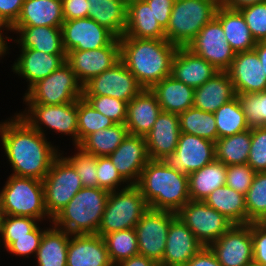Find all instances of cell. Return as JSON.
I'll return each mask as SVG.
<instances>
[{
	"label": "cell",
	"mask_w": 266,
	"mask_h": 266,
	"mask_svg": "<svg viewBox=\"0 0 266 266\" xmlns=\"http://www.w3.org/2000/svg\"><path fill=\"white\" fill-rule=\"evenodd\" d=\"M236 96L227 71H219L202 86L195 89L193 107L214 113Z\"/></svg>",
	"instance_id": "cell-28"
},
{
	"label": "cell",
	"mask_w": 266,
	"mask_h": 266,
	"mask_svg": "<svg viewBox=\"0 0 266 266\" xmlns=\"http://www.w3.org/2000/svg\"><path fill=\"white\" fill-rule=\"evenodd\" d=\"M24 111L17 113L33 129L42 135L47 129L57 134L70 136L73 146H78L77 101L62 105L26 104ZM28 108V109H27ZM46 128V130L43 129Z\"/></svg>",
	"instance_id": "cell-10"
},
{
	"label": "cell",
	"mask_w": 266,
	"mask_h": 266,
	"mask_svg": "<svg viewBox=\"0 0 266 266\" xmlns=\"http://www.w3.org/2000/svg\"><path fill=\"white\" fill-rule=\"evenodd\" d=\"M122 37L166 39L165 30L144 0H127V24Z\"/></svg>",
	"instance_id": "cell-29"
},
{
	"label": "cell",
	"mask_w": 266,
	"mask_h": 266,
	"mask_svg": "<svg viewBox=\"0 0 266 266\" xmlns=\"http://www.w3.org/2000/svg\"><path fill=\"white\" fill-rule=\"evenodd\" d=\"M256 42L266 41V2L240 10Z\"/></svg>",
	"instance_id": "cell-50"
},
{
	"label": "cell",
	"mask_w": 266,
	"mask_h": 266,
	"mask_svg": "<svg viewBox=\"0 0 266 266\" xmlns=\"http://www.w3.org/2000/svg\"><path fill=\"white\" fill-rule=\"evenodd\" d=\"M208 247L222 266H246L253 261L251 223L233 224Z\"/></svg>",
	"instance_id": "cell-16"
},
{
	"label": "cell",
	"mask_w": 266,
	"mask_h": 266,
	"mask_svg": "<svg viewBox=\"0 0 266 266\" xmlns=\"http://www.w3.org/2000/svg\"><path fill=\"white\" fill-rule=\"evenodd\" d=\"M180 132L216 142L218 139L214 113L191 107L179 114Z\"/></svg>",
	"instance_id": "cell-39"
},
{
	"label": "cell",
	"mask_w": 266,
	"mask_h": 266,
	"mask_svg": "<svg viewBox=\"0 0 266 266\" xmlns=\"http://www.w3.org/2000/svg\"><path fill=\"white\" fill-rule=\"evenodd\" d=\"M246 266H264V265H262V264H260V263H257V262H255V261H251V262H249Z\"/></svg>",
	"instance_id": "cell-63"
},
{
	"label": "cell",
	"mask_w": 266,
	"mask_h": 266,
	"mask_svg": "<svg viewBox=\"0 0 266 266\" xmlns=\"http://www.w3.org/2000/svg\"><path fill=\"white\" fill-rule=\"evenodd\" d=\"M24 0H0V26L7 31L18 19Z\"/></svg>",
	"instance_id": "cell-54"
},
{
	"label": "cell",
	"mask_w": 266,
	"mask_h": 266,
	"mask_svg": "<svg viewBox=\"0 0 266 266\" xmlns=\"http://www.w3.org/2000/svg\"><path fill=\"white\" fill-rule=\"evenodd\" d=\"M98 187L108 192L125 188L130 184L120 175L108 156L97 157ZM127 185H126V184ZM124 184V185H123ZM123 185V186H122ZM122 188H120V187ZM119 187V188H118Z\"/></svg>",
	"instance_id": "cell-48"
},
{
	"label": "cell",
	"mask_w": 266,
	"mask_h": 266,
	"mask_svg": "<svg viewBox=\"0 0 266 266\" xmlns=\"http://www.w3.org/2000/svg\"><path fill=\"white\" fill-rule=\"evenodd\" d=\"M149 209L136 184L110 192L97 234H105L134 228Z\"/></svg>",
	"instance_id": "cell-7"
},
{
	"label": "cell",
	"mask_w": 266,
	"mask_h": 266,
	"mask_svg": "<svg viewBox=\"0 0 266 266\" xmlns=\"http://www.w3.org/2000/svg\"><path fill=\"white\" fill-rule=\"evenodd\" d=\"M214 116L218 139L250 129L237 96L216 110Z\"/></svg>",
	"instance_id": "cell-40"
},
{
	"label": "cell",
	"mask_w": 266,
	"mask_h": 266,
	"mask_svg": "<svg viewBox=\"0 0 266 266\" xmlns=\"http://www.w3.org/2000/svg\"><path fill=\"white\" fill-rule=\"evenodd\" d=\"M62 154L64 153L55 158L48 174L42 180L45 207L52 219L83 188L74 166Z\"/></svg>",
	"instance_id": "cell-9"
},
{
	"label": "cell",
	"mask_w": 266,
	"mask_h": 266,
	"mask_svg": "<svg viewBox=\"0 0 266 266\" xmlns=\"http://www.w3.org/2000/svg\"><path fill=\"white\" fill-rule=\"evenodd\" d=\"M247 164L257 173L266 172V126L251 128Z\"/></svg>",
	"instance_id": "cell-49"
},
{
	"label": "cell",
	"mask_w": 266,
	"mask_h": 266,
	"mask_svg": "<svg viewBox=\"0 0 266 266\" xmlns=\"http://www.w3.org/2000/svg\"><path fill=\"white\" fill-rule=\"evenodd\" d=\"M38 222L40 221L35 218L6 215L1 237L29 236Z\"/></svg>",
	"instance_id": "cell-52"
},
{
	"label": "cell",
	"mask_w": 266,
	"mask_h": 266,
	"mask_svg": "<svg viewBox=\"0 0 266 266\" xmlns=\"http://www.w3.org/2000/svg\"><path fill=\"white\" fill-rule=\"evenodd\" d=\"M20 55L12 65V71L28 82L26 92L66 62L67 54H48L30 48H20Z\"/></svg>",
	"instance_id": "cell-22"
},
{
	"label": "cell",
	"mask_w": 266,
	"mask_h": 266,
	"mask_svg": "<svg viewBox=\"0 0 266 266\" xmlns=\"http://www.w3.org/2000/svg\"><path fill=\"white\" fill-rule=\"evenodd\" d=\"M204 202L233 224H247L245 195L234 189L226 185L217 188L204 199Z\"/></svg>",
	"instance_id": "cell-36"
},
{
	"label": "cell",
	"mask_w": 266,
	"mask_h": 266,
	"mask_svg": "<svg viewBox=\"0 0 266 266\" xmlns=\"http://www.w3.org/2000/svg\"><path fill=\"white\" fill-rule=\"evenodd\" d=\"M83 96V85L65 62L46 78L34 84L23 96L24 104L62 105Z\"/></svg>",
	"instance_id": "cell-8"
},
{
	"label": "cell",
	"mask_w": 266,
	"mask_h": 266,
	"mask_svg": "<svg viewBox=\"0 0 266 266\" xmlns=\"http://www.w3.org/2000/svg\"><path fill=\"white\" fill-rule=\"evenodd\" d=\"M0 140L12 174L43 180L60 150L17 113L0 122Z\"/></svg>",
	"instance_id": "cell-1"
},
{
	"label": "cell",
	"mask_w": 266,
	"mask_h": 266,
	"mask_svg": "<svg viewBox=\"0 0 266 266\" xmlns=\"http://www.w3.org/2000/svg\"><path fill=\"white\" fill-rule=\"evenodd\" d=\"M215 17L220 21L225 36L235 53L254 49L256 41L240 10L229 9L220 4Z\"/></svg>",
	"instance_id": "cell-32"
},
{
	"label": "cell",
	"mask_w": 266,
	"mask_h": 266,
	"mask_svg": "<svg viewBox=\"0 0 266 266\" xmlns=\"http://www.w3.org/2000/svg\"><path fill=\"white\" fill-rule=\"evenodd\" d=\"M103 239L113 265L139 254L134 228L105 234Z\"/></svg>",
	"instance_id": "cell-41"
},
{
	"label": "cell",
	"mask_w": 266,
	"mask_h": 266,
	"mask_svg": "<svg viewBox=\"0 0 266 266\" xmlns=\"http://www.w3.org/2000/svg\"><path fill=\"white\" fill-rule=\"evenodd\" d=\"M150 90L155 94L162 111L179 115L193 107L195 89L171 75L156 83Z\"/></svg>",
	"instance_id": "cell-31"
},
{
	"label": "cell",
	"mask_w": 266,
	"mask_h": 266,
	"mask_svg": "<svg viewBox=\"0 0 266 266\" xmlns=\"http://www.w3.org/2000/svg\"><path fill=\"white\" fill-rule=\"evenodd\" d=\"M251 145V128L215 142L216 161L226 166L246 164Z\"/></svg>",
	"instance_id": "cell-38"
},
{
	"label": "cell",
	"mask_w": 266,
	"mask_h": 266,
	"mask_svg": "<svg viewBox=\"0 0 266 266\" xmlns=\"http://www.w3.org/2000/svg\"><path fill=\"white\" fill-rule=\"evenodd\" d=\"M74 156L65 157L75 168L83 187H98L97 157L75 146Z\"/></svg>",
	"instance_id": "cell-46"
},
{
	"label": "cell",
	"mask_w": 266,
	"mask_h": 266,
	"mask_svg": "<svg viewBox=\"0 0 266 266\" xmlns=\"http://www.w3.org/2000/svg\"><path fill=\"white\" fill-rule=\"evenodd\" d=\"M227 166L219 161L188 175L190 200L204 201L215 189L225 186Z\"/></svg>",
	"instance_id": "cell-35"
},
{
	"label": "cell",
	"mask_w": 266,
	"mask_h": 266,
	"mask_svg": "<svg viewBox=\"0 0 266 266\" xmlns=\"http://www.w3.org/2000/svg\"><path fill=\"white\" fill-rule=\"evenodd\" d=\"M165 244L159 266H185L204 247L178 216L170 223Z\"/></svg>",
	"instance_id": "cell-21"
},
{
	"label": "cell",
	"mask_w": 266,
	"mask_h": 266,
	"mask_svg": "<svg viewBox=\"0 0 266 266\" xmlns=\"http://www.w3.org/2000/svg\"><path fill=\"white\" fill-rule=\"evenodd\" d=\"M219 71L186 47H178L171 63V76L194 89L202 86Z\"/></svg>",
	"instance_id": "cell-25"
},
{
	"label": "cell",
	"mask_w": 266,
	"mask_h": 266,
	"mask_svg": "<svg viewBox=\"0 0 266 266\" xmlns=\"http://www.w3.org/2000/svg\"><path fill=\"white\" fill-rule=\"evenodd\" d=\"M161 111L155 94L150 89H143L127 103L125 126L129 134L145 137Z\"/></svg>",
	"instance_id": "cell-27"
},
{
	"label": "cell",
	"mask_w": 266,
	"mask_h": 266,
	"mask_svg": "<svg viewBox=\"0 0 266 266\" xmlns=\"http://www.w3.org/2000/svg\"><path fill=\"white\" fill-rule=\"evenodd\" d=\"M144 88L119 60L83 85V96H110L127 103Z\"/></svg>",
	"instance_id": "cell-14"
},
{
	"label": "cell",
	"mask_w": 266,
	"mask_h": 266,
	"mask_svg": "<svg viewBox=\"0 0 266 266\" xmlns=\"http://www.w3.org/2000/svg\"><path fill=\"white\" fill-rule=\"evenodd\" d=\"M62 40L66 54L71 50H92L108 46L116 36L89 17L64 21Z\"/></svg>",
	"instance_id": "cell-18"
},
{
	"label": "cell",
	"mask_w": 266,
	"mask_h": 266,
	"mask_svg": "<svg viewBox=\"0 0 266 266\" xmlns=\"http://www.w3.org/2000/svg\"><path fill=\"white\" fill-rule=\"evenodd\" d=\"M186 48L204 58L218 71H227L236 55L216 17L205 24Z\"/></svg>",
	"instance_id": "cell-13"
},
{
	"label": "cell",
	"mask_w": 266,
	"mask_h": 266,
	"mask_svg": "<svg viewBox=\"0 0 266 266\" xmlns=\"http://www.w3.org/2000/svg\"><path fill=\"white\" fill-rule=\"evenodd\" d=\"M95 110L110 118L115 124H125L127 102L110 96H82Z\"/></svg>",
	"instance_id": "cell-47"
},
{
	"label": "cell",
	"mask_w": 266,
	"mask_h": 266,
	"mask_svg": "<svg viewBox=\"0 0 266 266\" xmlns=\"http://www.w3.org/2000/svg\"><path fill=\"white\" fill-rule=\"evenodd\" d=\"M215 160V142L181 132L175 152L166 155L162 162L171 169L189 175Z\"/></svg>",
	"instance_id": "cell-15"
},
{
	"label": "cell",
	"mask_w": 266,
	"mask_h": 266,
	"mask_svg": "<svg viewBox=\"0 0 266 266\" xmlns=\"http://www.w3.org/2000/svg\"><path fill=\"white\" fill-rule=\"evenodd\" d=\"M256 172L246 163L227 166L225 185L246 195Z\"/></svg>",
	"instance_id": "cell-51"
},
{
	"label": "cell",
	"mask_w": 266,
	"mask_h": 266,
	"mask_svg": "<svg viewBox=\"0 0 266 266\" xmlns=\"http://www.w3.org/2000/svg\"><path fill=\"white\" fill-rule=\"evenodd\" d=\"M108 157L129 184L138 183L142 170L150 160L144 137L131 134Z\"/></svg>",
	"instance_id": "cell-19"
},
{
	"label": "cell",
	"mask_w": 266,
	"mask_h": 266,
	"mask_svg": "<svg viewBox=\"0 0 266 266\" xmlns=\"http://www.w3.org/2000/svg\"><path fill=\"white\" fill-rule=\"evenodd\" d=\"M180 133L179 115L161 111L151 131L144 137L149 158L162 160L175 152Z\"/></svg>",
	"instance_id": "cell-24"
},
{
	"label": "cell",
	"mask_w": 266,
	"mask_h": 266,
	"mask_svg": "<svg viewBox=\"0 0 266 266\" xmlns=\"http://www.w3.org/2000/svg\"><path fill=\"white\" fill-rule=\"evenodd\" d=\"M67 266H113L103 237L98 234L70 235Z\"/></svg>",
	"instance_id": "cell-23"
},
{
	"label": "cell",
	"mask_w": 266,
	"mask_h": 266,
	"mask_svg": "<svg viewBox=\"0 0 266 266\" xmlns=\"http://www.w3.org/2000/svg\"><path fill=\"white\" fill-rule=\"evenodd\" d=\"M36 252V266H67V248L70 235L66 231L49 225Z\"/></svg>",
	"instance_id": "cell-34"
},
{
	"label": "cell",
	"mask_w": 266,
	"mask_h": 266,
	"mask_svg": "<svg viewBox=\"0 0 266 266\" xmlns=\"http://www.w3.org/2000/svg\"><path fill=\"white\" fill-rule=\"evenodd\" d=\"M120 60L144 89L171 75L177 46L166 39L120 37Z\"/></svg>",
	"instance_id": "cell-2"
},
{
	"label": "cell",
	"mask_w": 266,
	"mask_h": 266,
	"mask_svg": "<svg viewBox=\"0 0 266 266\" xmlns=\"http://www.w3.org/2000/svg\"><path fill=\"white\" fill-rule=\"evenodd\" d=\"M176 214L204 246L215 242L233 225L204 201L190 200Z\"/></svg>",
	"instance_id": "cell-12"
},
{
	"label": "cell",
	"mask_w": 266,
	"mask_h": 266,
	"mask_svg": "<svg viewBox=\"0 0 266 266\" xmlns=\"http://www.w3.org/2000/svg\"><path fill=\"white\" fill-rule=\"evenodd\" d=\"M185 266H222L208 246H204Z\"/></svg>",
	"instance_id": "cell-57"
},
{
	"label": "cell",
	"mask_w": 266,
	"mask_h": 266,
	"mask_svg": "<svg viewBox=\"0 0 266 266\" xmlns=\"http://www.w3.org/2000/svg\"><path fill=\"white\" fill-rule=\"evenodd\" d=\"M136 185L150 209L177 213L190 201L188 175L167 167L162 160L150 159Z\"/></svg>",
	"instance_id": "cell-3"
},
{
	"label": "cell",
	"mask_w": 266,
	"mask_h": 266,
	"mask_svg": "<svg viewBox=\"0 0 266 266\" xmlns=\"http://www.w3.org/2000/svg\"><path fill=\"white\" fill-rule=\"evenodd\" d=\"M247 224L266 220V172H257L245 195Z\"/></svg>",
	"instance_id": "cell-43"
},
{
	"label": "cell",
	"mask_w": 266,
	"mask_h": 266,
	"mask_svg": "<svg viewBox=\"0 0 266 266\" xmlns=\"http://www.w3.org/2000/svg\"><path fill=\"white\" fill-rule=\"evenodd\" d=\"M220 4V0H175L165 29L166 40L177 47H187L215 17Z\"/></svg>",
	"instance_id": "cell-5"
},
{
	"label": "cell",
	"mask_w": 266,
	"mask_h": 266,
	"mask_svg": "<svg viewBox=\"0 0 266 266\" xmlns=\"http://www.w3.org/2000/svg\"><path fill=\"white\" fill-rule=\"evenodd\" d=\"M249 128L266 126V91L236 94Z\"/></svg>",
	"instance_id": "cell-45"
},
{
	"label": "cell",
	"mask_w": 266,
	"mask_h": 266,
	"mask_svg": "<svg viewBox=\"0 0 266 266\" xmlns=\"http://www.w3.org/2000/svg\"><path fill=\"white\" fill-rule=\"evenodd\" d=\"M227 73L236 94L266 91V75L254 49L236 53Z\"/></svg>",
	"instance_id": "cell-20"
},
{
	"label": "cell",
	"mask_w": 266,
	"mask_h": 266,
	"mask_svg": "<svg viewBox=\"0 0 266 266\" xmlns=\"http://www.w3.org/2000/svg\"><path fill=\"white\" fill-rule=\"evenodd\" d=\"M129 134L125 124H114L88 135L79 145L84 152L95 157L109 156Z\"/></svg>",
	"instance_id": "cell-37"
},
{
	"label": "cell",
	"mask_w": 266,
	"mask_h": 266,
	"mask_svg": "<svg viewBox=\"0 0 266 266\" xmlns=\"http://www.w3.org/2000/svg\"><path fill=\"white\" fill-rule=\"evenodd\" d=\"M221 5L233 10H241L253 4L266 2V0H220Z\"/></svg>",
	"instance_id": "cell-59"
},
{
	"label": "cell",
	"mask_w": 266,
	"mask_h": 266,
	"mask_svg": "<svg viewBox=\"0 0 266 266\" xmlns=\"http://www.w3.org/2000/svg\"><path fill=\"white\" fill-rule=\"evenodd\" d=\"M115 266H159V265L153 260L138 254L130 257L129 259L117 263Z\"/></svg>",
	"instance_id": "cell-58"
},
{
	"label": "cell",
	"mask_w": 266,
	"mask_h": 266,
	"mask_svg": "<svg viewBox=\"0 0 266 266\" xmlns=\"http://www.w3.org/2000/svg\"><path fill=\"white\" fill-rule=\"evenodd\" d=\"M5 216H6L5 212L3 211V209L0 206V238L2 235L3 223H4Z\"/></svg>",
	"instance_id": "cell-62"
},
{
	"label": "cell",
	"mask_w": 266,
	"mask_h": 266,
	"mask_svg": "<svg viewBox=\"0 0 266 266\" xmlns=\"http://www.w3.org/2000/svg\"><path fill=\"white\" fill-rule=\"evenodd\" d=\"M120 60V40L116 37L108 46L92 50H71L66 62L82 85L111 68Z\"/></svg>",
	"instance_id": "cell-17"
},
{
	"label": "cell",
	"mask_w": 266,
	"mask_h": 266,
	"mask_svg": "<svg viewBox=\"0 0 266 266\" xmlns=\"http://www.w3.org/2000/svg\"><path fill=\"white\" fill-rule=\"evenodd\" d=\"M4 33V29L0 26V59H2V57L4 58V55L8 54L9 53V50H10V46H8V44L10 43H7V35H3Z\"/></svg>",
	"instance_id": "cell-61"
},
{
	"label": "cell",
	"mask_w": 266,
	"mask_h": 266,
	"mask_svg": "<svg viewBox=\"0 0 266 266\" xmlns=\"http://www.w3.org/2000/svg\"><path fill=\"white\" fill-rule=\"evenodd\" d=\"M152 10L154 17L165 30L169 24L170 15L175 0H144Z\"/></svg>",
	"instance_id": "cell-55"
},
{
	"label": "cell",
	"mask_w": 266,
	"mask_h": 266,
	"mask_svg": "<svg viewBox=\"0 0 266 266\" xmlns=\"http://www.w3.org/2000/svg\"><path fill=\"white\" fill-rule=\"evenodd\" d=\"M64 21L88 17L87 0H62Z\"/></svg>",
	"instance_id": "cell-56"
},
{
	"label": "cell",
	"mask_w": 266,
	"mask_h": 266,
	"mask_svg": "<svg viewBox=\"0 0 266 266\" xmlns=\"http://www.w3.org/2000/svg\"><path fill=\"white\" fill-rule=\"evenodd\" d=\"M177 217L171 211L148 209L134 227L137 235L139 254L158 265L166 248L167 233L170 223Z\"/></svg>",
	"instance_id": "cell-11"
},
{
	"label": "cell",
	"mask_w": 266,
	"mask_h": 266,
	"mask_svg": "<svg viewBox=\"0 0 266 266\" xmlns=\"http://www.w3.org/2000/svg\"><path fill=\"white\" fill-rule=\"evenodd\" d=\"M99 187H83L52 219L69 234H97L109 196Z\"/></svg>",
	"instance_id": "cell-4"
},
{
	"label": "cell",
	"mask_w": 266,
	"mask_h": 266,
	"mask_svg": "<svg viewBox=\"0 0 266 266\" xmlns=\"http://www.w3.org/2000/svg\"><path fill=\"white\" fill-rule=\"evenodd\" d=\"M18 34L17 39L7 37V41L14 40L19 48H30L48 54H66L61 27L49 26H11L8 32ZM19 38V39H18Z\"/></svg>",
	"instance_id": "cell-26"
},
{
	"label": "cell",
	"mask_w": 266,
	"mask_h": 266,
	"mask_svg": "<svg viewBox=\"0 0 266 266\" xmlns=\"http://www.w3.org/2000/svg\"><path fill=\"white\" fill-rule=\"evenodd\" d=\"M254 50L258 54V58L262 64V67L264 69V73L266 75V41L256 42Z\"/></svg>",
	"instance_id": "cell-60"
},
{
	"label": "cell",
	"mask_w": 266,
	"mask_h": 266,
	"mask_svg": "<svg viewBox=\"0 0 266 266\" xmlns=\"http://www.w3.org/2000/svg\"><path fill=\"white\" fill-rule=\"evenodd\" d=\"M64 22L62 0H24L12 26L61 27Z\"/></svg>",
	"instance_id": "cell-30"
},
{
	"label": "cell",
	"mask_w": 266,
	"mask_h": 266,
	"mask_svg": "<svg viewBox=\"0 0 266 266\" xmlns=\"http://www.w3.org/2000/svg\"><path fill=\"white\" fill-rule=\"evenodd\" d=\"M87 1L88 17L106 27L116 37H122L127 24V0Z\"/></svg>",
	"instance_id": "cell-33"
},
{
	"label": "cell",
	"mask_w": 266,
	"mask_h": 266,
	"mask_svg": "<svg viewBox=\"0 0 266 266\" xmlns=\"http://www.w3.org/2000/svg\"><path fill=\"white\" fill-rule=\"evenodd\" d=\"M78 145L90 134L112 127L115 123L99 111L83 97L77 100Z\"/></svg>",
	"instance_id": "cell-42"
},
{
	"label": "cell",
	"mask_w": 266,
	"mask_h": 266,
	"mask_svg": "<svg viewBox=\"0 0 266 266\" xmlns=\"http://www.w3.org/2000/svg\"><path fill=\"white\" fill-rule=\"evenodd\" d=\"M0 206L6 215L35 218L40 223L48 219L52 223L45 207L43 182L39 179L9 175L0 190Z\"/></svg>",
	"instance_id": "cell-6"
},
{
	"label": "cell",
	"mask_w": 266,
	"mask_h": 266,
	"mask_svg": "<svg viewBox=\"0 0 266 266\" xmlns=\"http://www.w3.org/2000/svg\"><path fill=\"white\" fill-rule=\"evenodd\" d=\"M253 261L266 266V224L251 222Z\"/></svg>",
	"instance_id": "cell-53"
},
{
	"label": "cell",
	"mask_w": 266,
	"mask_h": 266,
	"mask_svg": "<svg viewBox=\"0 0 266 266\" xmlns=\"http://www.w3.org/2000/svg\"><path fill=\"white\" fill-rule=\"evenodd\" d=\"M47 229H44L37 225L30 233L29 236L22 237H1L0 244L4 246L5 250L13 256H19L24 258H30L29 256L35 257L36 252L40 246L43 233ZM0 245V246H1Z\"/></svg>",
	"instance_id": "cell-44"
}]
</instances>
